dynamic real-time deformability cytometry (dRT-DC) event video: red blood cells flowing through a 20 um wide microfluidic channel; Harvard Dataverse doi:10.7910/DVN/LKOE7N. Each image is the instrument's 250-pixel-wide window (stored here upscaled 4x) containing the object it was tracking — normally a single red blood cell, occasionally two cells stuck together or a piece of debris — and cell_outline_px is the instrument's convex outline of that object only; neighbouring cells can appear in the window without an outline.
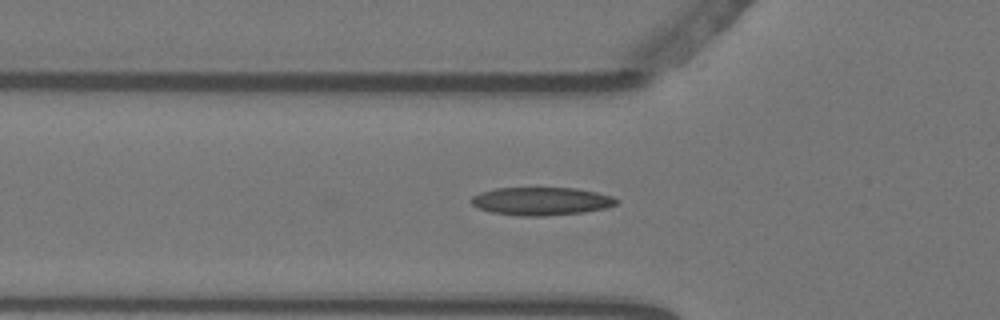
{"species": "Egyptian fruit bat (a non-hibernating species)", "species_latin": "Rousettus aegyptiacus", "temperature_condition": "warm", "stored_images_in_passage": 37, "camera_frame_rate_fps": 3000, "um_per_image_px": 0.085, "animal": {"sex": "female"}, "frame": {"image": 1, "passage_image": 5, "time_ms": 1.333, "image_size_px": [1000, 320], "cell_outline_px": [[620, 200], [616, 204], [604, 208], [584, 212], [544, 216], [520, 216], [492, 212], [480, 208], [472, 204], [468, 200], [472, 196], [480, 192], [496, 188], [576, 188], [596, 192], [612, 196]], "centroid_in_image_um": [45.99, 17.1], "position_along_channel_um": 79.8, "area_um2": 23.7}}
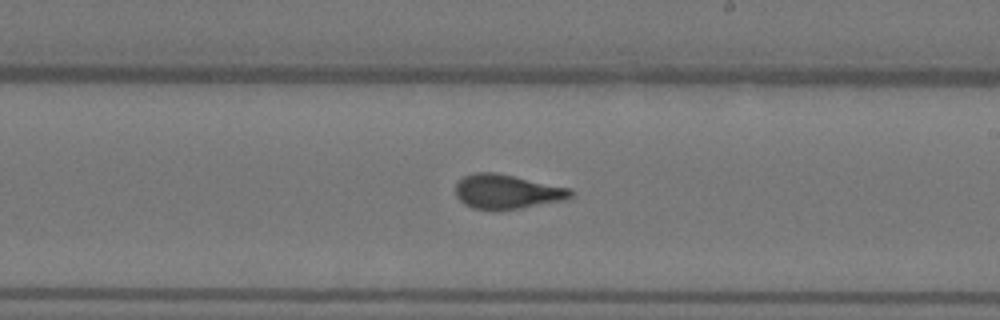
{"frame": {"image": 2, "passage_image": 19, "time_ms": 6.0, "image_size_px": [1000, 320], "cell_outline_px": [[572, 196], [564, 200], [520, 208], [472, 208], [464, 204], [456, 196], [456, 184], [464, 176], [476, 172], [496, 172], [572, 188]], "centroid_in_image_um": [43.11, 16.26], "position_along_channel_um": 245.9, "area_um2": 22.72}}
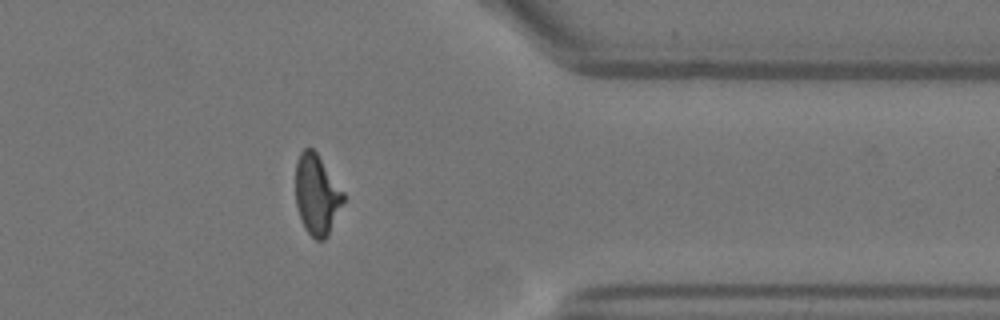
{"frame": {"image": 3, "passage_image": 32, "time_ms": 10.333, "image_size_px": [1000, 320], "cell_outline_px": [[344, 200], [328, 236], [324, 240], [316, 240], [304, 228], [296, 204], [296, 160], [300, 152], [304, 148], [312, 148], [316, 152], [344, 192]], "centroid_in_image_um": [26.92, 16.54], "position_along_channel_um": 384.5, "area_um2": 22.2}}